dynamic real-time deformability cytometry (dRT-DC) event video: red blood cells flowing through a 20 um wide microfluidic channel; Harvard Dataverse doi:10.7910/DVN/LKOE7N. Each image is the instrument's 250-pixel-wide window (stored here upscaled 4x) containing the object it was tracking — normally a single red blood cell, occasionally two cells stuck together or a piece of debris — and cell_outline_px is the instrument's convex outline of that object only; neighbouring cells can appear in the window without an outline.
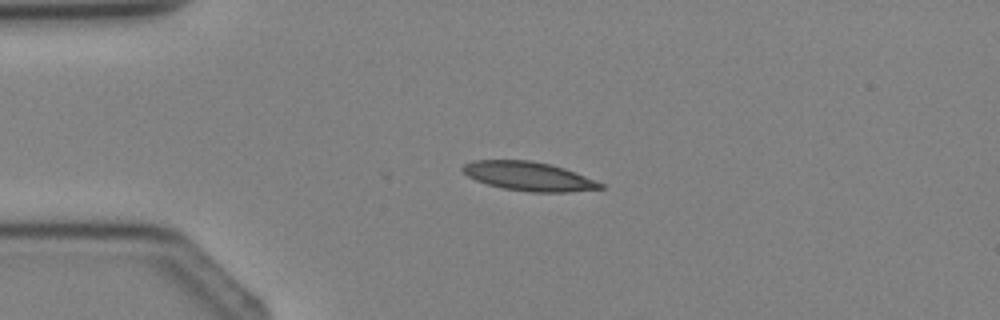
{"species": "Egyptian fruit bat (a non-hibernating species)", "species_latin": "Rousettus aegyptiacus", "temperature_condition": "cold", "stored_images_in_passage": 2, "camera_frame_rate_fps": 3000, "um_per_image_px": 0.085, "animal": {"sex": "female"}, "frame": {"image": 1, "passage_image": 2, "time_ms": 1.333, "image_size_px": [1000, 320], "cell_outline_px": [[604, 188], [568, 192], [528, 192], [504, 188], [488, 184], [476, 180], [468, 176], [460, 168], [464, 164], [476, 160], [532, 160], [564, 168], [604, 184]], "centroid_in_image_um": [44.93, 14.98], "position_along_channel_um": 40.1, "area_um2": 23.0}}